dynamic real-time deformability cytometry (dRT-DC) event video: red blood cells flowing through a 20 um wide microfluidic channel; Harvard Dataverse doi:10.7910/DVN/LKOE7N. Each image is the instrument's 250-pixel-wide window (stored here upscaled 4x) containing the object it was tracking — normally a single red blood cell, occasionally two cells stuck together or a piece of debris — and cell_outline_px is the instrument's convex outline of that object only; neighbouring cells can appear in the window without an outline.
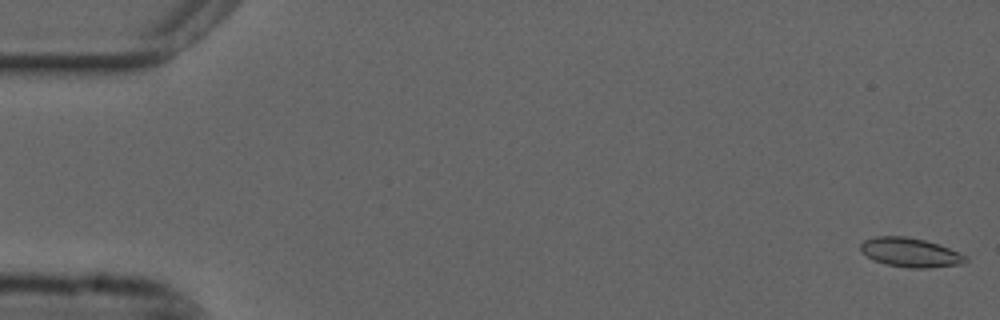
{"species": "common noctule bat (a hibernating species)", "species_latin": "Nyctalus noctula", "temperature_condition": "cold", "stored_images_in_passage": 19, "camera_frame_rate_fps": 3000, "um_per_image_px": 0.085, "animal": {"sex": "male", "forearm_length_mm": 52.5}, "frame": {"image": 1, "passage_image": 1, "time_ms": 0.0, "image_size_px": [1000, 320], "cell_outline_px": [[968, 260], [960, 264], [924, 268], [908, 268], [888, 264], [872, 260], [860, 252], [860, 244], [864, 240], [876, 236], [908, 236], [924, 240], [948, 248], [964, 256]], "centroid_in_image_um": [77.28, 21.45], "position_along_channel_um": 7.7, "area_um2": 17.63}}